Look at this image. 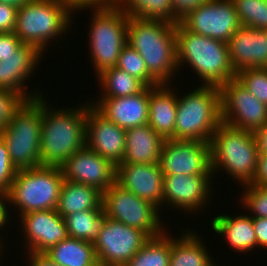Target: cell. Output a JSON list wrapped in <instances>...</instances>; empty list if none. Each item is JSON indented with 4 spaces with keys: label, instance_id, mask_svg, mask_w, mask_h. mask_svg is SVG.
Wrapping results in <instances>:
<instances>
[{
    "label": "cell",
    "instance_id": "cell-1",
    "mask_svg": "<svg viewBox=\"0 0 267 266\" xmlns=\"http://www.w3.org/2000/svg\"><path fill=\"white\" fill-rule=\"evenodd\" d=\"M46 101V97L42 96L41 165L61 167L86 145L87 100L69 109H54Z\"/></svg>",
    "mask_w": 267,
    "mask_h": 266
},
{
    "label": "cell",
    "instance_id": "cell-2",
    "mask_svg": "<svg viewBox=\"0 0 267 266\" xmlns=\"http://www.w3.org/2000/svg\"><path fill=\"white\" fill-rule=\"evenodd\" d=\"M175 27L164 20L129 17L127 44L142 56L158 85H170L178 71Z\"/></svg>",
    "mask_w": 267,
    "mask_h": 266
},
{
    "label": "cell",
    "instance_id": "cell-3",
    "mask_svg": "<svg viewBox=\"0 0 267 266\" xmlns=\"http://www.w3.org/2000/svg\"><path fill=\"white\" fill-rule=\"evenodd\" d=\"M175 35L178 70L188 65L204 86L220 87L236 78L227 43L192 33L180 22Z\"/></svg>",
    "mask_w": 267,
    "mask_h": 266
},
{
    "label": "cell",
    "instance_id": "cell-4",
    "mask_svg": "<svg viewBox=\"0 0 267 266\" xmlns=\"http://www.w3.org/2000/svg\"><path fill=\"white\" fill-rule=\"evenodd\" d=\"M209 144L213 176L223 169L239 186L252 182L259 155L253 132L222 123Z\"/></svg>",
    "mask_w": 267,
    "mask_h": 266
},
{
    "label": "cell",
    "instance_id": "cell-5",
    "mask_svg": "<svg viewBox=\"0 0 267 266\" xmlns=\"http://www.w3.org/2000/svg\"><path fill=\"white\" fill-rule=\"evenodd\" d=\"M72 14L74 12L59 0H29L17 9L14 33L23 44L33 45L43 53L71 28Z\"/></svg>",
    "mask_w": 267,
    "mask_h": 266
},
{
    "label": "cell",
    "instance_id": "cell-6",
    "mask_svg": "<svg viewBox=\"0 0 267 266\" xmlns=\"http://www.w3.org/2000/svg\"><path fill=\"white\" fill-rule=\"evenodd\" d=\"M184 94L177 97L174 139L210 142L222 124L219 87L199 85Z\"/></svg>",
    "mask_w": 267,
    "mask_h": 266
},
{
    "label": "cell",
    "instance_id": "cell-7",
    "mask_svg": "<svg viewBox=\"0 0 267 266\" xmlns=\"http://www.w3.org/2000/svg\"><path fill=\"white\" fill-rule=\"evenodd\" d=\"M42 125V96L25 101L13 114L8 125L0 131L9 156L17 170L41 165L40 138Z\"/></svg>",
    "mask_w": 267,
    "mask_h": 266
},
{
    "label": "cell",
    "instance_id": "cell-8",
    "mask_svg": "<svg viewBox=\"0 0 267 266\" xmlns=\"http://www.w3.org/2000/svg\"><path fill=\"white\" fill-rule=\"evenodd\" d=\"M63 180L61 168L56 166L18 170L6 194L9 206L18 207L19 215L56 209Z\"/></svg>",
    "mask_w": 267,
    "mask_h": 266
},
{
    "label": "cell",
    "instance_id": "cell-9",
    "mask_svg": "<svg viewBox=\"0 0 267 266\" xmlns=\"http://www.w3.org/2000/svg\"><path fill=\"white\" fill-rule=\"evenodd\" d=\"M93 12L88 37L90 58L95 74L116 67L122 48L127 44L129 17L117 5L91 8Z\"/></svg>",
    "mask_w": 267,
    "mask_h": 266
},
{
    "label": "cell",
    "instance_id": "cell-10",
    "mask_svg": "<svg viewBox=\"0 0 267 266\" xmlns=\"http://www.w3.org/2000/svg\"><path fill=\"white\" fill-rule=\"evenodd\" d=\"M102 205L108 218L140 229L150 238L160 236L167 230L161 222L158 207L116 182L103 193Z\"/></svg>",
    "mask_w": 267,
    "mask_h": 266
},
{
    "label": "cell",
    "instance_id": "cell-11",
    "mask_svg": "<svg viewBox=\"0 0 267 266\" xmlns=\"http://www.w3.org/2000/svg\"><path fill=\"white\" fill-rule=\"evenodd\" d=\"M149 239L144 231L106 217L93 243L99 266H125Z\"/></svg>",
    "mask_w": 267,
    "mask_h": 266
},
{
    "label": "cell",
    "instance_id": "cell-12",
    "mask_svg": "<svg viewBox=\"0 0 267 266\" xmlns=\"http://www.w3.org/2000/svg\"><path fill=\"white\" fill-rule=\"evenodd\" d=\"M222 123L254 132L267 124V105L260 102L236 79L219 87Z\"/></svg>",
    "mask_w": 267,
    "mask_h": 266
},
{
    "label": "cell",
    "instance_id": "cell-13",
    "mask_svg": "<svg viewBox=\"0 0 267 266\" xmlns=\"http://www.w3.org/2000/svg\"><path fill=\"white\" fill-rule=\"evenodd\" d=\"M158 164L163 175H213L209 142L167 139Z\"/></svg>",
    "mask_w": 267,
    "mask_h": 266
},
{
    "label": "cell",
    "instance_id": "cell-14",
    "mask_svg": "<svg viewBox=\"0 0 267 266\" xmlns=\"http://www.w3.org/2000/svg\"><path fill=\"white\" fill-rule=\"evenodd\" d=\"M180 23L192 33L228 43L241 25L232 0H209Z\"/></svg>",
    "mask_w": 267,
    "mask_h": 266
},
{
    "label": "cell",
    "instance_id": "cell-15",
    "mask_svg": "<svg viewBox=\"0 0 267 266\" xmlns=\"http://www.w3.org/2000/svg\"><path fill=\"white\" fill-rule=\"evenodd\" d=\"M213 175H164L163 205L197 213L210 203ZM211 190V192H210ZM209 200V201H208ZM208 202V203H207ZM193 211V212H192Z\"/></svg>",
    "mask_w": 267,
    "mask_h": 266
},
{
    "label": "cell",
    "instance_id": "cell-16",
    "mask_svg": "<svg viewBox=\"0 0 267 266\" xmlns=\"http://www.w3.org/2000/svg\"><path fill=\"white\" fill-rule=\"evenodd\" d=\"M65 180L92 186L104 193L116 182V165L86 145L60 167Z\"/></svg>",
    "mask_w": 267,
    "mask_h": 266
},
{
    "label": "cell",
    "instance_id": "cell-17",
    "mask_svg": "<svg viewBox=\"0 0 267 266\" xmlns=\"http://www.w3.org/2000/svg\"><path fill=\"white\" fill-rule=\"evenodd\" d=\"M86 146L114 165L122 163L126 147V130L102 115L87 101Z\"/></svg>",
    "mask_w": 267,
    "mask_h": 266
},
{
    "label": "cell",
    "instance_id": "cell-18",
    "mask_svg": "<svg viewBox=\"0 0 267 266\" xmlns=\"http://www.w3.org/2000/svg\"><path fill=\"white\" fill-rule=\"evenodd\" d=\"M17 217L25 235L24 243L29 253L44 254L68 237L64 218L56 209L31 211ZM26 241V242H25Z\"/></svg>",
    "mask_w": 267,
    "mask_h": 266
},
{
    "label": "cell",
    "instance_id": "cell-19",
    "mask_svg": "<svg viewBox=\"0 0 267 266\" xmlns=\"http://www.w3.org/2000/svg\"><path fill=\"white\" fill-rule=\"evenodd\" d=\"M41 57L43 58V53L29 44H24L15 55L0 56V89L15 91L26 101L45 95L39 90L37 93H28L25 83V80L28 81L34 75V69L39 65Z\"/></svg>",
    "mask_w": 267,
    "mask_h": 266
},
{
    "label": "cell",
    "instance_id": "cell-20",
    "mask_svg": "<svg viewBox=\"0 0 267 266\" xmlns=\"http://www.w3.org/2000/svg\"><path fill=\"white\" fill-rule=\"evenodd\" d=\"M163 178L158 163H120L116 166L118 185L160 209L163 206Z\"/></svg>",
    "mask_w": 267,
    "mask_h": 266
},
{
    "label": "cell",
    "instance_id": "cell-21",
    "mask_svg": "<svg viewBox=\"0 0 267 266\" xmlns=\"http://www.w3.org/2000/svg\"><path fill=\"white\" fill-rule=\"evenodd\" d=\"M97 100L90 103L120 128L126 130L148 124L149 87L136 95Z\"/></svg>",
    "mask_w": 267,
    "mask_h": 266
},
{
    "label": "cell",
    "instance_id": "cell-22",
    "mask_svg": "<svg viewBox=\"0 0 267 266\" xmlns=\"http://www.w3.org/2000/svg\"><path fill=\"white\" fill-rule=\"evenodd\" d=\"M227 45L236 73L245 68H267V30L241 26Z\"/></svg>",
    "mask_w": 267,
    "mask_h": 266
},
{
    "label": "cell",
    "instance_id": "cell-23",
    "mask_svg": "<svg viewBox=\"0 0 267 266\" xmlns=\"http://www.w3.org/2000/svg\"><path fill=\"white\" fill-rule=\"evenodd\" d=\"M174 90L169 84L149 87L148 125L165 140L174 139L177 97H179Z\"/></svg>",
    "mask_w": 267,
    "mask_h": 266
},
{
    "label": "cell",
    "instance_id": "cell-24",
    "mask_svg": "<svg viewBox=\"0 0 267 266\" xmlns=\"http://www.w3.org/2000/svg\"><path fill=\"white\" fill-rule=\"evenodd\" d=\"M211 228L218 235L226 239L225 242L232 250L246 254L257 246V239L253 227L252 217L247 214L231 216L219 214L211 220Z\"/></svg>",
    "mask_w": 267,
    "mask_h": 266
},
{
    "label": "cell",
    "instance_id": "cell-25",
    "mask_svg": "<svg viewBox=\"0 0 267 266\" xmlns=\"http://www.w3.org/2000/svg\"><path fill=\"white\" fill-rule=\"evenodd\" d=\"M165 139L148 124L126 129V147L122 163H158Z\"/></svg>",
    "mask_w": 267,
    "mask_h": 266
},
{
    "label": "cell",
    "instance_id": "cell-26",
    "mask_svg": "<svg viewBox=\"0 0 267 266\" xmlns=\"http://www.w3.org/2000/svg\"><path fill=\"white\" fill-rule=\"evenodd\" d=\"M103 193L92 186L63 180L56 206L57 213L63 218L86 210H103Z\"/></svg>",
    "mask_w": 267,
    "mask_h": 266
},
{
    "label": "cell",
    "instance_id": "cell-27",
    "mask_svg": "<svg viewBox=\"0 0 267 266\" xmlns=\"http://www.w3.org/2000/svg\"><path fill=\"white\" fill-rule=\"evenodd\" d=\"M197 231L188 229L180 235V238L171 237V254L169 266H209L213 256L209 254L204 241ZM208 251V252H207Z\"/></svg>",
    "mask_w": 267,
    "mask_h": 266
},
{
    "label": "cell",
    "instance_id": "cell-28",
    "mask_svg": "<svg viewBox=\"0 0 267 266\" xmlns=\"http://www.w3.org/2000/svg\"><path fill=\"white\" fill-rule=\"evenodd\" d=\"M60 266H99L93 243L67 237L44 253Z\"/></svg>",
    "mask_w": 267,
    "mask_h": 266
},
{
    "label": "cell",
    "instance_id": "cell-29",
    "mask_svg": "<svg viewBox=\"0 0 267 266\" xmlns=\"http://www.w3.org/2000/svg\"><path fill=\"white\" fill-rule=\"evenodd\" d=\"M96 76L101 87L99 90L102 91L97 98H118L136 95L147 87L141 80L117 67L105 69Z\"/></svg>",
    "mask_w": 267,
    "mask_h": 266
},
{
    "label": "cell",
    "instance_id": "cell-30",
    "mask_svg": "<svg viewBox=\"0 0 267 266\" xmlns=\"http://www.w3.org/2000/svg\"><path fill=\"white\" fill-rule=\"evenodd\" d=\"M104 210H86L64 217L67 235L94 243L106 220Z\"/></svg>",
    "mask_w": 267,
    "mask_h": 266
},
{
    "label": "cell",
    "instance_id": "cell-31",
    "mask_svg": "<svg viewBox=\"0 0 267 266\" xmlns=\"http://www.w3.org/2000/svg\"><path fill=\"white\" fill-rule=\"evenodd\" d=\"M167 230L150 238L125 266H169L171 236Z\"/></svg>",
    "mask_w": 267,
    "mask_h": 266
},
{
    "label": "cell",
    "instance_id": "cell-32",
    "mask_svg": "<svg viewBox=\"0 0 267 266\" xmlns=\"http://www.w3.org/2000/svg\"><path fill=\"white\" fill-rule=\"evenodd\" d=\"M116 5L128 17L158 19L173 23L171 0H119Z\"/></svg>",
    "mask_w": 267,
    "mask_h": 266
},
{
    "label": "cell",
    "instance_id": "cell-33",
    "mask_svg": "<svg viewBox=\"0 0 267 266\" xmlns=\"http://www.w3.org/2000/svg\"><path fill=\"white\" fill-rule=\"evenodd\" d=\"M241 26L267 30V0H232Z\"/></svg>",
    "mask_w": 267,
    "mask_h": 266
},
{
    "label": "cell",
    "instance_id": "cell-34",
    "mask_svg": "<svg viewBox=\"0 0 267 266\" xmlns=\"http://www.w3.org/2000/svg\"><path fill=\"white\" fill-rule=\"evenodd\" d=\"M116 67L141 80L147 87L158 85L149 76L146 63L142 56L128 44L122 48Z\"/></svg>",
    "mask_w": 267,
    "mask_h": 266
},
{
    "label": "cell",
    "instance_id": "cell-35",
    "mask_svg": "<svg viewBox=\"0 0 267 266\" xmlns=\"http://www.w3.org/2000/svg\"><path fill=\"white\" fill-rule=\"evenodd\" d=\"M235 79L267 105V68H245L236 73Z\"/></svg>",
    "mask_w": 267,
    "mask_h": 266
},
{
    "label": "cell",
    "instance_id": "cell-36",
    "mask_svg": "<svg viewBox=\"0 0 267 266\" xmlns=\"http://www.w3.org/2000/svg\"><path fill=\"white\" fill-rule=\"evenodd\" d=\"M240 202L243 210L247 209L251 217L267 218V187L243 185ZM252 215H251V214Z\"/></svg>",
    "mask_w": 267,
    "mask_h": 266
},
{
    "label": "cell",
    "instance_id": "cell-37",
    "mask_svg": "<svg viewBox=\"0 0 267 266\" xmlns=\"http://www.w3.org/2000/svg\"><path fill=\"white\" fill-rule=\"evenodd\" d=\"M26 100L15 91L0 89V131H2L12 119L13 114Z\"/></svg>",
    "mask_w": 267,
    "mask_h": 266
},
{
    "label": "cell",
    "instance_id": "cell-38",
    "mask_svg": "<svg viewBox=\"0 0 267 266\" xmlns=\"http://www.w3.org/2000/svg\"><path fill=\"white\" fill-rule=\"evenodd\" d=\"M17 169L13 165L5 141L0 136V194H7Z\"/></svg>",
    "mask_w": 267,
    "mask_h": 266
},
{
    "label": "cell",
    "instance_id": "cell-39",
    "mask_svg": "<svg viewBox=\"0 0 267 266\" xmlns=\"http://www.w3.org/2000/svg\"><path fill=\"white\" fill-rule=\"evenodd\" d=\"M209 0H171L173 6V24L179 23L191 11H194Z\"/></svg>",
    "mask_w": 267,
    "mask_h": 266
},
{
    "label": "cell",
    "instance_id": "cell-40",
    "mask_svg": "<svg viewBox=\"0 0 267 266\" xmlns=\"http://www.w3.org/2000/svg\"><path fill=\"white\" fill-rule=\"evenodd\" d=\"M17 9L12 5L0 3V33L15 31Z\"/></svg>",
    "mask_w": 267,
    "mask_h": 266
},
{
    "label": "cell",
    "instance_id": "cell-41",
    "mask_svg": "<svg viewBox=\"0 0 267 266\" xmlns=\"http://www.w3.org/2000/svg\"><path fill=\"white\" fill-rule=\"evenodd\" d=\"M67 5L74 13L78 10L84 11L88 8H109L116 5L114 0H59Z\"/></svg>",
    "mask_w": 267,
    "mask_h": 266
},
{
    "label": "cell",
    "instance_id": "cell-42",
    "mask_svg": "<svg viewBox=\"0 0 267 266\" xmlns=\"http://www.w3.org/2000/svg\"><path fill=\"white\" fill-rule=\"evenodd\" d=\"M23 45L14 32L0 33V56L15 55Z\"/></svg>",
    "mask_w": 267,
    "mask_h": 266
},
{
    "label": "cell",
    "instance_id": "cell-43",
    "mask_svg": "<svg viewBox=\"0 0 267 266\" xmlns=\"http://www.w3.org/2000/svg\"><path fill=\"white\" fill-rule=\"evenodd\" d=\"M249 185L267 187V154H259L255 175Z\"/></svg>",
    "mask_w": 267,
    "mask_h": 266
},
{
    "label": "cell",
    "instance_id": "cell-44",
    "mask_svg": "<svg viewBox=\"0 0 267 266\" xmlns=\"http://www.w3.org/2000/svg\"><path fill=\"white\" fill-rule=\"evenodd\" d=\"M257 246L267 249V218L252 217Z\"/></svg>",
    "mask_w": 267,
    "mask_h": 266
},
{
    "label": "cell",
    "instance_id": "cell-45",
    "mask_svg": "<svg viewBox=\"0 0 267 266\" xmlns=\"http://www.w3.org/2000/svg\"><path fill=\"white\" fill-rule=\"evenodd\" d=\"M253 133L259 154H267V124L262 128L255 130Z\"/></svg>",
    "mask_w": 267,
    "mask_h": 266
},
{
    "label": "cell",
    "instance_id": "cell-46",
    "mask_svg": "<svg viewBox=\"0 0 267 266\" xmlns=\"http://www.w3.org/2000/svg\"><path fill=\"white\" fill-rule=\"evenodd\" d=\"M7 204L9 205L7 195L6 194H0V229L1 228L3 229L4 227H6V225L9 223L8 220H10L8 218H11L10 213H8V212H10V211H8L10 209V206H8Z\"/></svg>",
    "mask_w": 267,
    "mask_h": 266
},
{
    "label": "cell",
    "instance_id": "cell-47",
    "mask_svg": "<svg viewBox=\"0 0 267 266\" xmlns=\"http://www.w3.org/2000/svg\"><path fill=\"white\" fill-rule=\"evenodd\" d=\"M27 257H29L27 260H30L28 261V265L30 264L29 266H60L52 262L44 254L29 253Z\"/></svg>",
    "mask_w": 267,
    "mask_h": 266
},
{
    "label": "cell",
    "instance_id": "cell-48",
    "mask_svg": "<svg viewBox=\"0 0 267 266\" xmlns=\"http://www.w3.org/2000/svg\"><path fill=\"white\" fill-rule=\"evenodd\" d=\"M28 1L29 0H0V3L12 5L15 8H19Z\"/></svg>",
    "mask_w": 267,
    "mask_h": 266
},
{
    "label": "cell",
    "instance_id": "cell-49",
    "mask_svg": "<svg viewBox=\"0 0 267 266\" xmlns=\"http://www.w3.org/2000/svg\"><path fill=\"white\" fill-rule=\"evenodd\" d=\"M0 257L3 255V254H1V252H3V250H2V247H4L3 245V242L2 241H0ZM2 250V251H1ZM0 261H1V258H0Z\"/></svg>",
    "mask_w": 267,
    "mask_h": 266
},
{
    "label": "cell",
    "instance_id": "cell-50",
    "mask_svg": "<svg viewBox=\"0 0 267 266\" xmlns=\"http://www.w3.org/2000/svg\"><path fill=\"white\" fill-rule=\"evenodd\" d=\"M209 266H217V264H215V262H213L212 264H210ZM219 266V265H218Z\"/></svg>",
    "mask_w": 267,
    "mask_h": 266
}]
</instances>
